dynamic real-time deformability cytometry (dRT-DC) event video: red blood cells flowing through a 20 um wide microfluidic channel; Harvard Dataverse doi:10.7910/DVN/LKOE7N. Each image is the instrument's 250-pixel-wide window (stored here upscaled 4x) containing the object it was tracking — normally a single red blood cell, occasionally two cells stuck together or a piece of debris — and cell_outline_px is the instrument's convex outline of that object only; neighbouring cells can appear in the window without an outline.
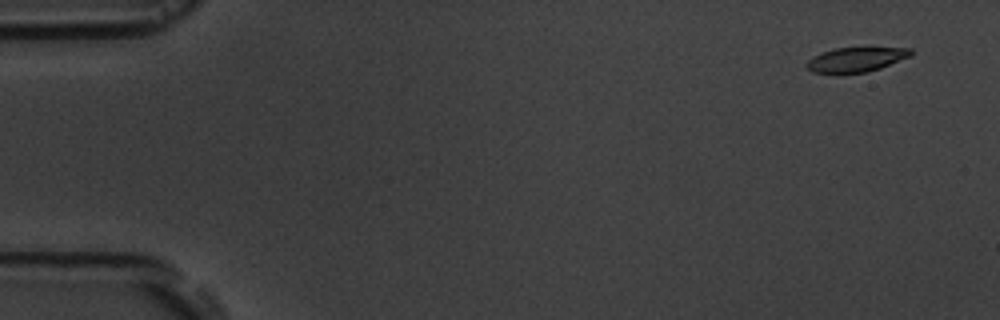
{"species": "common noctule bat (a hibernating species)", "species_latin": "Nyctalus noctula", "temperature_condition": "room temperature", "stored_images_in_passage": 5, "camera_frame_rate_fps": 3000, "um_per_image_px": 0.085, "animal": {"sex": "male", "body_mass_g": 19.5, "forearm_length_mm": 54.6}, "frame": {"image": 1, "passage_image": 1, "time_ms": 0.0, "image_size_px": [1000, 320], "cell_outline_px": [[912, 56], [880, 68], [864, 72], [840, 76], [836, 76], [812, 72], [804, 64], [812, 56], [820, 52], [836, 48], [912, 48]], "centroid_in_image_um": [72.68, 5.11], "position_along_channel_um": 12.3, "area_um2": 15.49}}
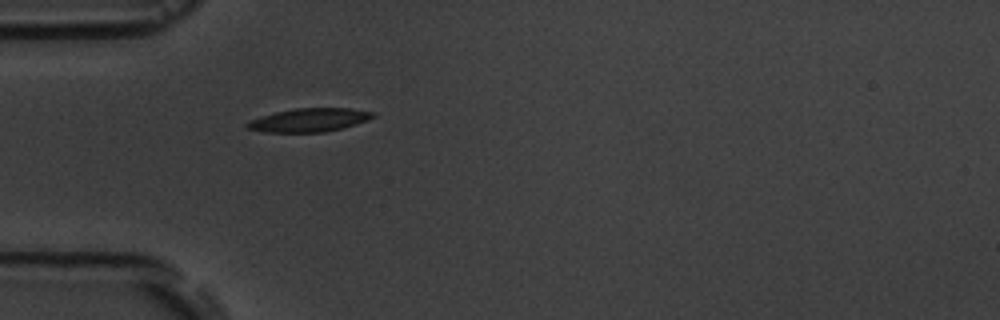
{"frame": {"image": 2, "passage_image": 5, "time_ms": 4.667, "image_size_px": [1000, 320], "cell_outline_px": [[376, 116], [368, 120], [344, 128], [324, 132], [264, 132], [248, 128], [244, 124], [252, 120], [276, 112], [296, 108], [348, 108], [376, 112]], "centroid_in_image_um": [26.36, 10.2], "position_along_channel_um": 58.6, "area_um2": 17.11}}